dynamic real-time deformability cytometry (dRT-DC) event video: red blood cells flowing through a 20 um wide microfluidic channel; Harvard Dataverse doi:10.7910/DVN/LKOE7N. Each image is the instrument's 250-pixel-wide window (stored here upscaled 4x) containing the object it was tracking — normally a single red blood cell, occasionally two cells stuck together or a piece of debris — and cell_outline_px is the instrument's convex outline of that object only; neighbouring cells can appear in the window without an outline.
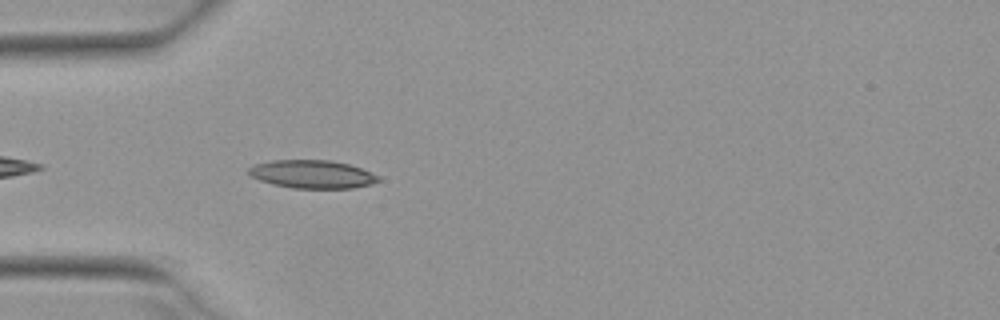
{"species": "Egyptian fruit bat (a non-hibernating species)", "species_latin": "Rousettus aegyptiacus", "temperature_condition": "warm", "stored_images_in_passage": 8, "camera_frame_rate_fps": 3000, "um_per_image_px": 0.085, "animal": {"sex": "female"}, "frame": {"image": 1, "passage_image": 3, "time_ms": 0.667, "image_size_px": [1000, 320], "cell_outline_px": [[380, 180], [372, 184], [352, 188], [292, 188], [272, 184], [260, 180], [252, 176], [248, 172], [248, 168], [252, 164], [272, 160], [332, 160], [348, 164], [360, 168], [380, 176]], "centroid_in_image_um": [26.53, 14.8], "position_along_channel_um": 58.5, "area_um2": 21.33}}